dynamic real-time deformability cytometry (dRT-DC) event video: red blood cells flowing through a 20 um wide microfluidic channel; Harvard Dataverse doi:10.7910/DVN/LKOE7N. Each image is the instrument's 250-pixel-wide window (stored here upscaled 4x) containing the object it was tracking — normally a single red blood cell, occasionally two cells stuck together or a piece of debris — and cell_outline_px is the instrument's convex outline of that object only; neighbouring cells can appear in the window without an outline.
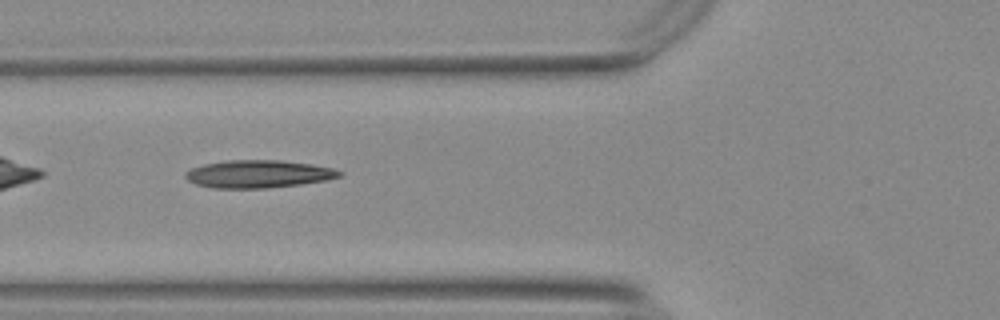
{"species": "Egyptian fruit bat (a non-hibernating species)", "species_latin": "Rousettus aegyptiacus", "temperature_condition": "warm", "stored_images_in_passage": 32, "camera_frame_rate_fps": 3000, "um_per_image_px": 0.085, "animal": {"sex": "female"}, "frame": {"image": 1, "passage_image": 5, "time_ms": 1.333, "image_size_px": [1000, 320], "cell_outline_px": [[344, 172], [340, 176], [328, 180], [300, 184], [264, 188], [212, 188], [196, 184], [188, 180], [184, 176], [184, 172], [188, 168], [204, 164], [228, 160], [280, 160], [312, 164], [332, 168]], "centroid_in_image_um": [21.93, 14.78], "position_along_channel_um": 103.9, "area_um2": 24.97}}
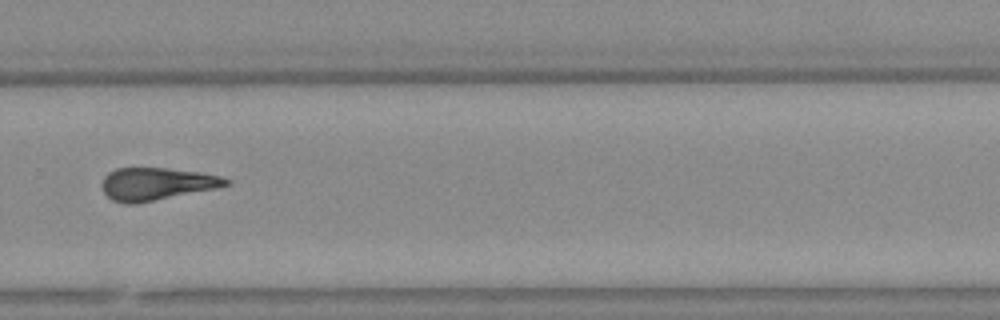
{"frame": {"image": 2, "passage_image": 22, "time_ms": 7.0, "image_size_px": [1000, 320], "cell_outline_px": [[232, 184], [216, 188], [136, 204], [124, 204], [112, 200], [104, 192], [100, 184], [104, 176], [108, 172], [116, 168], [164, 168], [200, 172], [220, 176], [228, 180]], "centroid_in_image_um": [13.26, 15.63], "position_along_channel_um": 316.5, "area_um2": 23.52}, "authors_computed_cell_mechanics": {"area_um2": 23.6402, "velocity_mm_per_s": 3.7546, "shape_relaxation_time_tau1_ms": null, "shape_relaxation_time_tau2_ms": 5.6488, "deformation_change_tau1": null, "deformation_change_tau2": 0.1809}}